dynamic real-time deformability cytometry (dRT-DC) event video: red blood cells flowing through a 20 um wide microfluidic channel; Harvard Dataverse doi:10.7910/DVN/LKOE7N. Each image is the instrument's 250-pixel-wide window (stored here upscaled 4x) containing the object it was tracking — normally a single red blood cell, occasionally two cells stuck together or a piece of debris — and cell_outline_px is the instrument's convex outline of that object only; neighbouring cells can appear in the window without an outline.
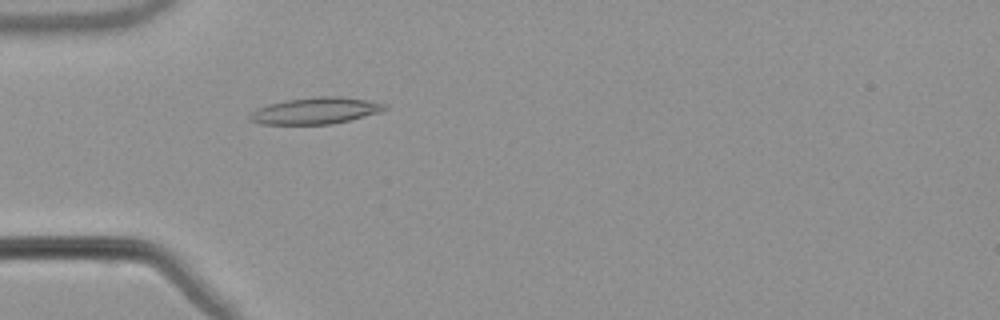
{"species": "common noctule bat (a hibernating species)", "species_latin": "Nyctalus noctula", "temperature_condition": "warm", "stored_images_in_passage": 54, "camera_frame_rate_fps": 3000, "um_per_image_px": 0.085, "animal": {"sex": "male", "body_mass_g": 21.5, "forearm_length_mm": 52.0}, "frame": {"image": 1, "passage_image": 17, "time_ms": 5.333, "image_size_px": [1000, 320], "cell_outline_px": [[388, 108], [380, 112], [332, 124], [260, 124], [248, 120], [248, 116], [256, 108], [268, 104], [284, 100], [320, 96], [340, 96], [368, 100], [384, 104]], "centroid_in_image_um": [26.77, 9.41], "position_along_channel_um": 58.2, "area_um2": 20.87}}
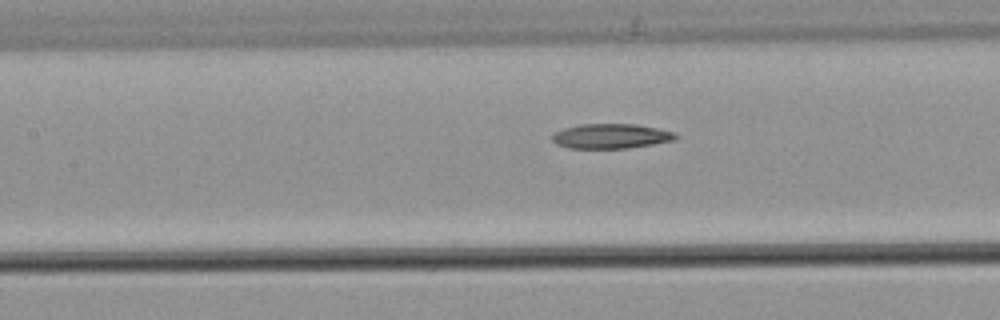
{"frame": {"image": 2, "passage_image": 25, "time_ms": 8.0, "image_size_px": [1000, 320], "cell_outline_px": [[680, 136], [676, 140], [628, 148], [568, 148], [556, 144], [552, 140], [552, 136], [556, 132], [564, 128], [580, 124], [636, 124], [676, 132]], "centroid_in_image_um": [51.97, 11.57], "position_along_channel_um": 155.4, "area_um2": 17.86}}
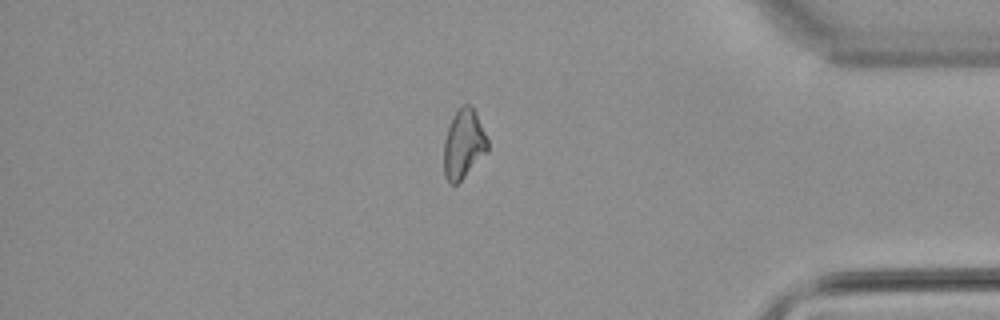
{"frame": {"image": 3, "passage_image": 46, "time_ms": 15.0, "image_size_px": [1000, 320], "cell_outline_px": [[488, 152], [456, 184], [448, 184], [444, 176], [444, 140], [452, 116], [460, 104], [472, 104], [476, 112], [488, 140]], "centroid_in_image_um": [39.4, 12.21], "position_along_channel_um": 395.8, "area_um2": 17.86}}